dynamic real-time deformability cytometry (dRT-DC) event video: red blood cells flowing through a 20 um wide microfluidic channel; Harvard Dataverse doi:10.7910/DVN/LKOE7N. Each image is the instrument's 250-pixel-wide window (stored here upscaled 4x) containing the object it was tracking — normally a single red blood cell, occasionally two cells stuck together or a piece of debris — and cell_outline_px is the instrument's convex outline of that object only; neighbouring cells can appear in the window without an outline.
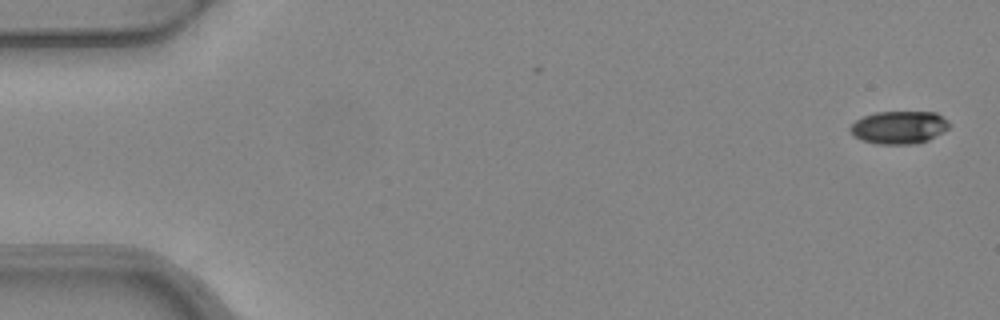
{"species": "common noctule bat (a hibernating species)", "species_latin": "Nyctalus noctula", "temperature_condition": "warm", "stored_images_in_passage": 2, "camera_frame_rate_fps": 3000, "um_per_image_px": 0.085, "animal": {"sex": "female", "body_mass_g": 24.6, "forearm_length_mm": 56.2}, "frame": {"image": 1, "passage_image": 1, "time_ms": 0.0, "image_size_px": [1000, 320], "cell_outline_px": [[948, 128], [928, 140], [912, 144], [876, 144], [852, 136], [848, 128], [856, 120], [864, 116], [876, 112], [936, 112], [948, 120]], "centroid_in_image_um": [76.38, 10.82], "position_along_channel_um": 8.6, "area_um2": 18.84}}